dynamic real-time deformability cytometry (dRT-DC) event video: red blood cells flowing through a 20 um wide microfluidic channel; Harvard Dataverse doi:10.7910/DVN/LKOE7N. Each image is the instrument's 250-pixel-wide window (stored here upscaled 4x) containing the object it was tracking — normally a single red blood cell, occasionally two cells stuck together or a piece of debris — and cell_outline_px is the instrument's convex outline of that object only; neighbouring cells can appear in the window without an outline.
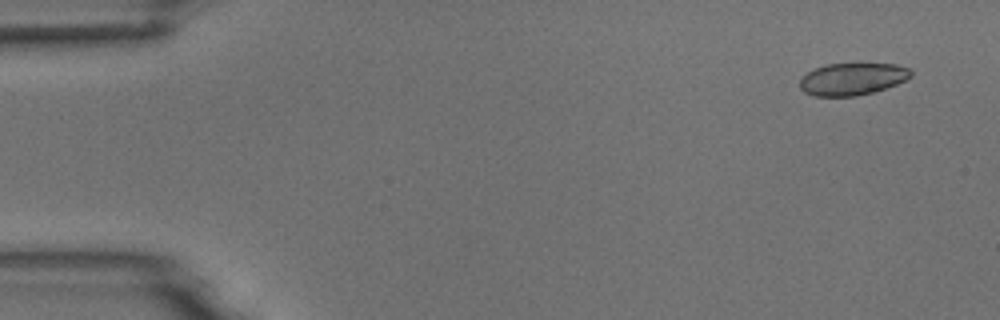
{"species": "common noctule bat (a hibernating species)", "species_latin": "Nyctalus noctula", "temperature_condition": "room temperature", "stored_images_in_passage": 4, "camera_frame_rate_fps": 3000, "um_per_image_px": 0.085, "animal": {"sex": "male", "body_mass_g": 18.8}, "frame": {"image": 1, "passage_image": 1, "time_ms": 0.0, "image_size_px": [1000, 320], "cell_outline_px": [[912, 76], [896, 84], [872, 92], [856, 96], [812, 96], [804, 92], [800, 88], [800, 76], [816, 68], [828, 64], [896, 64], [908, 68], [912, 72]], "centroid_in_image_um": [72.41, 6.72], "position_along_channel_um": 12.6, "area_um2": 20.69}}